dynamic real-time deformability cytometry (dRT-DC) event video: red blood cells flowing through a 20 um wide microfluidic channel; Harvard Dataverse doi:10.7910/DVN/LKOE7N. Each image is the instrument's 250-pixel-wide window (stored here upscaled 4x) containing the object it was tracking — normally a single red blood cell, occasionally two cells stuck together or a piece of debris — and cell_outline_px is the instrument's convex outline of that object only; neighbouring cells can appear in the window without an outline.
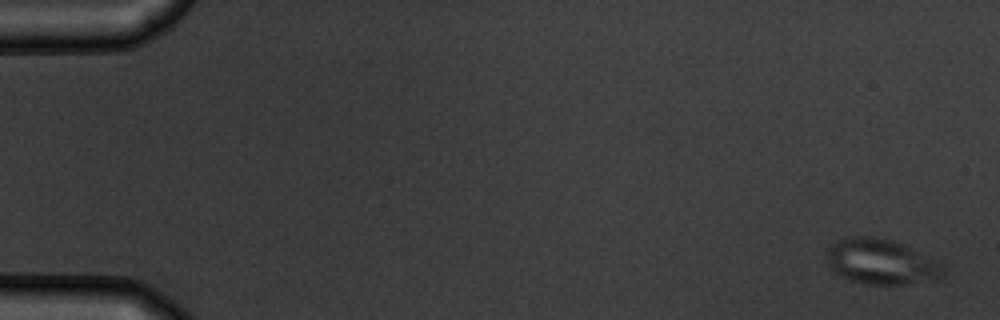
{"species": "common noctule bat (a hibernating species)", "species_latin": "Nyctalus noctula", "temperature_condition": "warm", "stored_images_in_passage": 10, "camera_frame_rate_fps": 3000, "um_per_image_px": 0.085, "animal": {"sex": "male", "body_mass_g": 19.5, "forearm_length_mm": 54.6}, "frame": {"image": 1, "passage_image": 1, "time_ms": 0.0, "image_size_px": [1000, 320], "cell_outline_px": [[944, 276], [940, 280], [908, 284], [864, 284], [848, 280], [840, 276], [828, 264], [824, 256], [828, 248], [832, 244], [848, 236], [872, 236], [892, 240], [904, 244], [944, 264]], "centroid_in_image_um": [74.92, 22.26], "position_along_channel_um": 10.1, "area_um2": 31.27}}
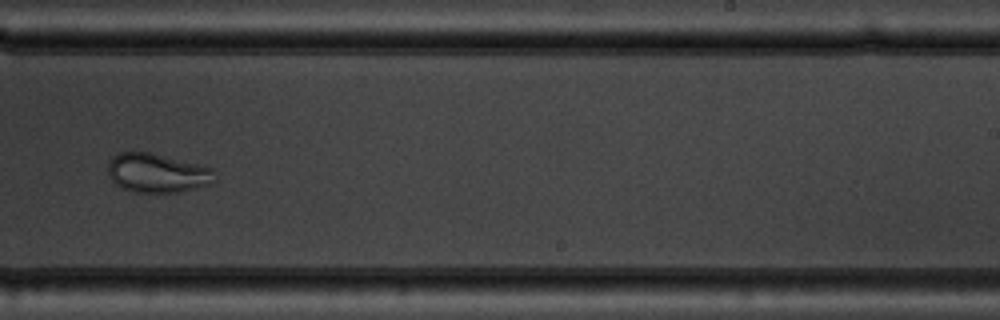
{"frame": {"image": 2, "passage_image": 10, "time_ms": 11.0, "image_size_px": [1000, 320], "cell_outline_px": [[212, 168], [208, 184], [180, 192], [132, 192], [120, 188], [108, 176], [108, 164], [112, 156], [120, 152], [148, 152]], "centroid_in_image_um": [13.23, 14.71], "position_along_channel_um": 275.8, "area_um2": 23.7}}